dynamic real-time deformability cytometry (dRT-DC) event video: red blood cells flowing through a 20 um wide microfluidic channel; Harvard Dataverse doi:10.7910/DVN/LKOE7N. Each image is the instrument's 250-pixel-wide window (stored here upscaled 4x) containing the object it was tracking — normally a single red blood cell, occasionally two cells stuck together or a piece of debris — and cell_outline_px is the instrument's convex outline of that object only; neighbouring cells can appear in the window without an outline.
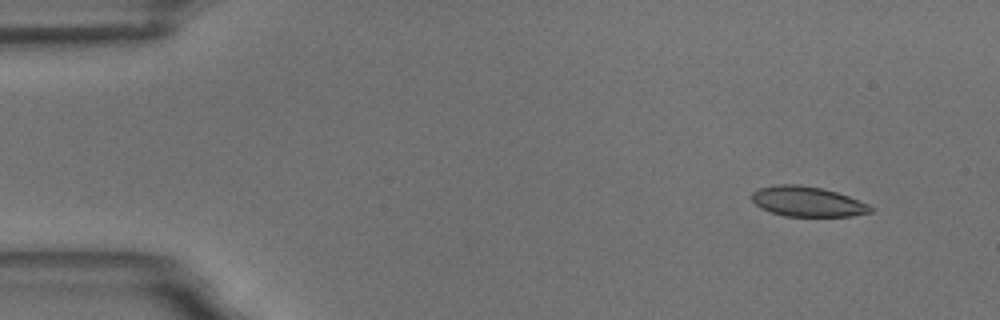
{"species": "common noctule bat (a hibernating species)", "species_latin": "Nyctalus noctula", "temperature_condition": "room temperature", "stored_images_in_passage": 54, "camera_frame_rate_fps": 3000, "um_per_image_px": 0.085, "animal": {"sex": "male", "body_mass_g": 18.8}, "frame": {"image": 1, "passage_image": 1, "time_ms": 0.0, "image_size_px": [1000, 320], "cell_outline_px": [[876, 208], [872, 212], [852, 216], [784, 216], [760, 208], [752, 200], [752, 192], [760, 188], [776, 184], [800, 184], [820, 188], [836, 192], [848, 196], [868, 204]], "centroid_in_image_um": [68.64, 17.13], "position_along_channel_um": 16.4, "area_um2": 20.81}}
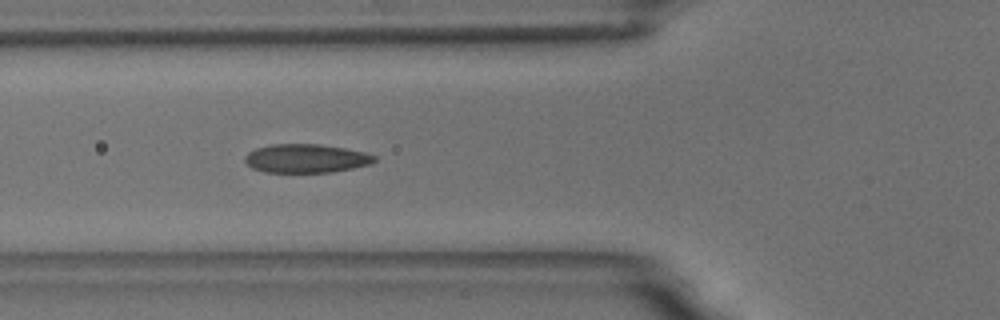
{"frame": {"image": 2, "passage_image": 17, "time_ms": 5.333, "image_size_px": [1000, 320], "cell_outline_px": [[376, 160], [372, 164], [332, 172], [264, 172], [252, 168], [244, 160], [244, 156], [248, 152], [256, 148], [272, 144], [320, 144], [344, 148], [364, 152], [376, 156]], "centroid_in_image_um": [26.01, 13.46], "position_along_channel_um": 99.8, "area_um2": 21.68}}
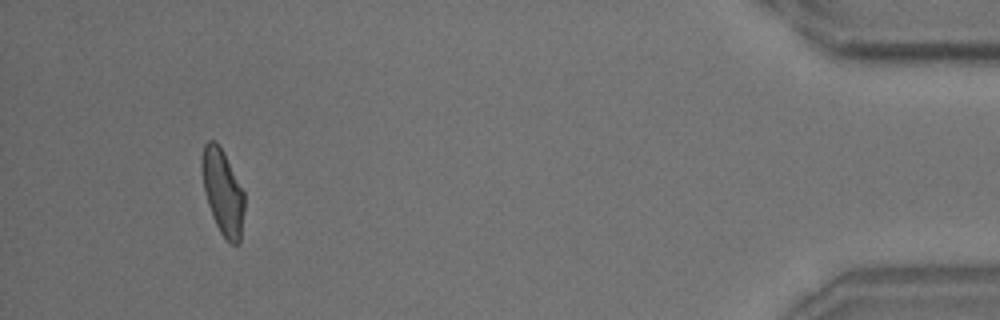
{"frame": {"image": 3, "passage_image": 50, "time_ms": 16.333, "image_size_px": [1000, 320], "cell_outline_px": [[244, 212], [240, 244], [232, 244], [220, 232], [212, 216], [204, 192], [200, 168], [200, 160], [204, 144], [208, 140], [216, 140], [224, 152], [244, 192]], "centroid_in_image_um": [18.91, 16.28], "position_along_channel_um": 416.3, "area_um2": 21.39}, "authors_computed_cell_mechanics": {"area_um2": 21.5883, "velocity_mm_per_s": 3.4956, "shape_relaxation_time_tau1_ms": 6.0204, "shape_relaxation_time_tau2_ms": 1.5952, "deformation_change_tau1": 0.1593, "deformation_change_tau2": 0.0704}}